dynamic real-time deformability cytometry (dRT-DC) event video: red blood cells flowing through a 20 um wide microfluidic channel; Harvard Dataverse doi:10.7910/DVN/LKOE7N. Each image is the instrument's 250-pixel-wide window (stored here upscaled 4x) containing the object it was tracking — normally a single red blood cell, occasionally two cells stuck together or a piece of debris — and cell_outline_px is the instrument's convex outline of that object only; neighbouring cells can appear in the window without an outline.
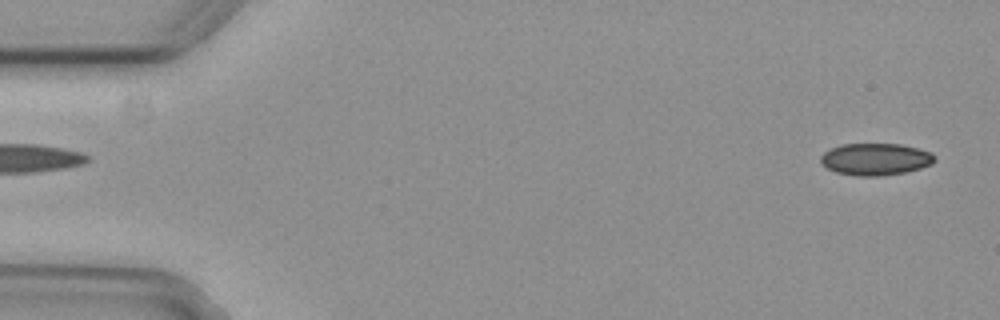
{"species": "common noctule bat (a hibernating species)", "species_latin": "Nyctalus noctula", "temperature_condition": "cold", "stored_images_in_passage": 6, "camera_frame_rate_fps": 3000, "um_per_image_px": 0.085, "animal": {"sex": "female", "body_mass_g": 29.2, "forearm_length_mm": 56.3}, "frame": {"image": 1, "passage_image": 6, "time_ms": 1.667, "image_size_px": [1000, 320], "cell_outline_px": [[936, 160], [932, 164], [920, 168], [904, 172], [876, 176], [860, 176], [836, 172], [820, 164], [820, 156], [824, 152], [832, 148], [844, 144], [900, 144], [932, 152], [936, 156]], "centroid_in_image_um": [74.42, 13.53], "position_along_channel_um": 10.6, "area_um2": 21.15}}